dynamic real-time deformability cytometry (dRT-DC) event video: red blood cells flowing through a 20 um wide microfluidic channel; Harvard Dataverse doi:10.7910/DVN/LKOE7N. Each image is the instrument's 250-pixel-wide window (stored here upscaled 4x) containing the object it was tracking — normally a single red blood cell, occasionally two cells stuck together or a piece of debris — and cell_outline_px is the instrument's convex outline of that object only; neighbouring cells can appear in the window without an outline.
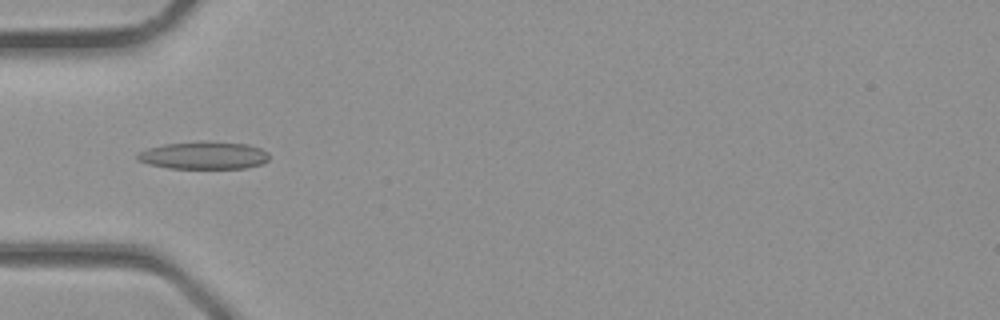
{"species": "common noctule bat (a hibernating species)", "species_latin": "Nyctalus noctula", "temperature_condition": "room temperature", "stored_images_in_passage": 3, "camera_frame_rate_fps": 3000, "um_per_image_px": 0.085, "animal": {"sex": "male", "body_mass_g": 23.1, "forearm_length_mm": 52.7}, "frame": {"image": 1, "passage_image": 3, "time_ms": 0.667, "image_size_px": [1000, 320], "cell_outline_px": [[268, 160], [260, 164], [244, 168], [168, 168], [148, 164], [136, 160], [136, 152], [148, 148], [164, 144], [200, 140], [208, 140], [248, 144], [260, 148], [268, 152]], "centroid_in_image_um": [17.28, 13.18], "position_along_channel_um": 67.7, "area_um2": 21.56}}